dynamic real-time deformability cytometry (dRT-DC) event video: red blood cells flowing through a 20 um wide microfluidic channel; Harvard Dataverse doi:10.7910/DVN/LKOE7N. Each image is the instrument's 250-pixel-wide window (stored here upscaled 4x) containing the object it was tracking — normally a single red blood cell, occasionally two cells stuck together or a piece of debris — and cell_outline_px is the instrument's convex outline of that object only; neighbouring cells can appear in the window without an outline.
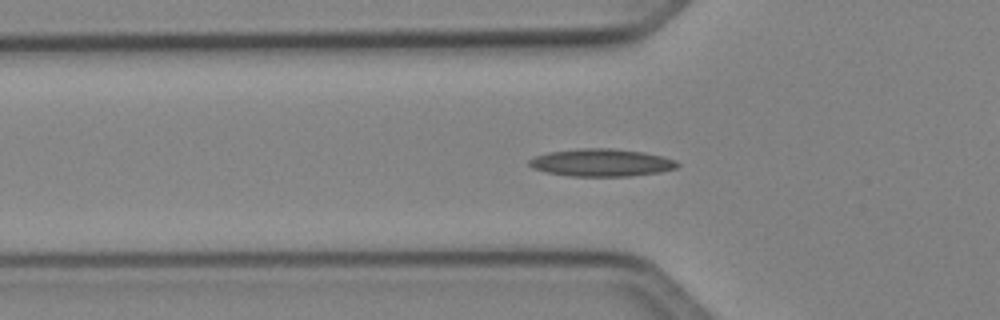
{"species": "Egyptian fruit bat (a non-hibernating species)", "species_latin": "Rousettus aegyptiacus", "temperature_condition": "cold", "stored_images_in_passage": 42, "camera_frame_rate_fps": 3000, "um_per_image_px": 0.085, "animal": {"sex": "female"}, "frame": {"image": 1, "passage_image": 16, "time_ms": 5.0, "image_size_px": [1000, 320], "cell_outline_px": [[680, 164], [676, 168], [660, 172], [628, 176], [568, 176], [544, 172], [532, 168], [528, 164], [528, 160], [536, 156], [548, 152], [580, 148], [612, 148], [644, 152], [676, 160]], "centroid_in_image_um": [51.09, 13.82], "position_along_channel_um": 74.7, "area_um2": 23.87}}
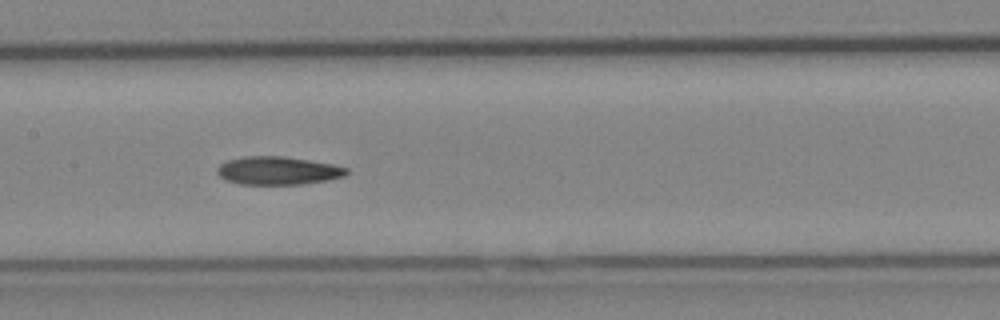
{"frame": {"image": 2, "passage_image": 24, "time_ms": 7.667, "image_size_px": [1000, 320], "cell_outline_px": [[348, 172], [344, 176], [324, 180], [300, 184], [240, 184], [228, 180], [220, 176], [216, 172], [216, 168], [220, 164], [228, 160], [244, 156], [280, 156], [308, 160], [332, 164], [348, 168]], "centroid_in_image_um": [23.59, 14.5], "position_along_channel_um": 183.8, "area_um2": 20.92}}
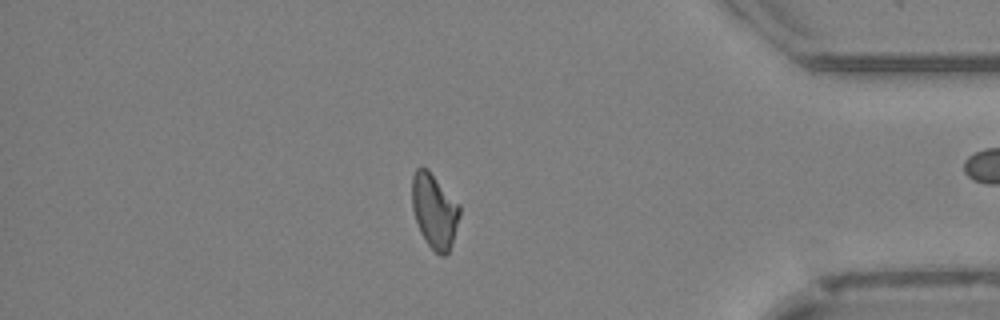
{"frame": {"image": 3, "passage_image": 42, "time_ms": 13.667, "image_size_px": [1000, 320], "cell_outline_px": [[460, 216], [448, 252], [444, 256], [440, 256], [428, 244], [420, 232], [412, 208], [412, 176], [416, 168], [428, 168], [460, 204]], "centroid_in_image_um": [36.92, 17.89], "position_along_channel_um": 398.3, "area_um2": 20.63}, "authors_computed_cell_mechanics": {"area_um2": 21.1259, "velocity_mm_per_s": 4.0934, "shape_relaxation_time_tau1_ms": null, "shape_relaxation_time_tau2_ms": 6.6462, "deformation_change_tau1": null, "deformation_change_tau2": 0.1543}}